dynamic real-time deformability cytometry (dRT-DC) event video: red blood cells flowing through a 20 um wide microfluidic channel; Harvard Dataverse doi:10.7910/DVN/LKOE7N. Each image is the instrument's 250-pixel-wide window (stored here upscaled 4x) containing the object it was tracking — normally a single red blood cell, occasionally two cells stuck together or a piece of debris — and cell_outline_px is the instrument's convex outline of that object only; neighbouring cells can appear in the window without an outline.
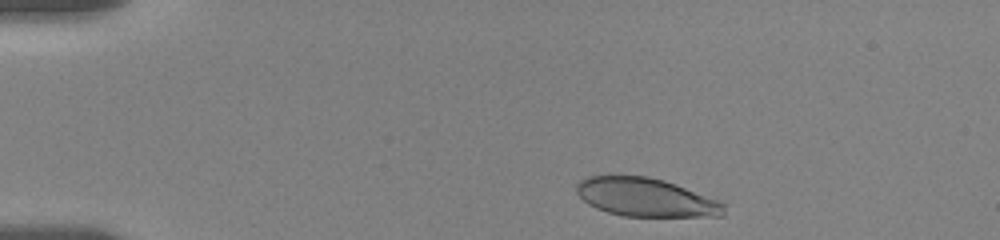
{"species": "human", "species_latin": "Homo sapiens", "temperature_condition": "room temperature", "stored_images_in_passage": 16, "camera_frame_rate_fps": 3000, "um_per_image_px": 0.085, "donor": {"sex": "female"}, "frame": {"image": 1, "passage_image": 2, "time_ms": 0.667, "image_size_px": [1000, 240], "cell_outline_px": [[724, 216], [624, 216], [608, 212], [596, 208], [588, 204], [576, 192], [576, 184], [580, 180], [588, 176], [648, 176], [664, 180], [720, 200], [724, 204]], "centroid_in_image_um": [54.9, 16.77], "position_along_channel_um": 30.1, "area_um2": 32.95}}
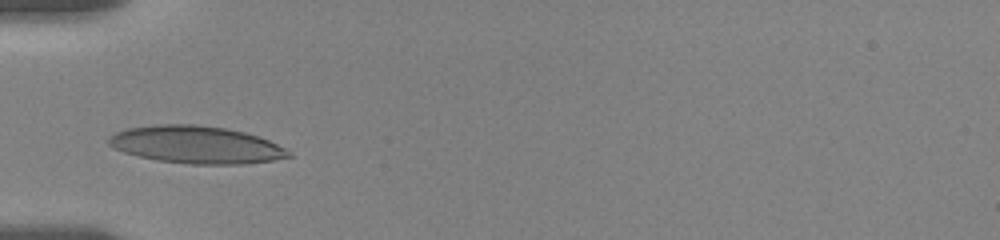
{"frame": {"image": 2, "passage_image": 10, "time_ms": 3.667, "image_size_px": [1000, 240], "cell_outline_px": [[292, 156], [272, 160], [244, 164], [192, 164], [160, 160], [140, 156], [124, 152], [108, 144], [108, 136], [116, 132], [128, 128], [156, 124], [196, 124], [224, 128], [244, 132], [268, 140], [292, 152]], "centroid_in_image_um": [16.67, 12.29], "position_along_channel_um": 68.3, "area_um2": 38.9}}
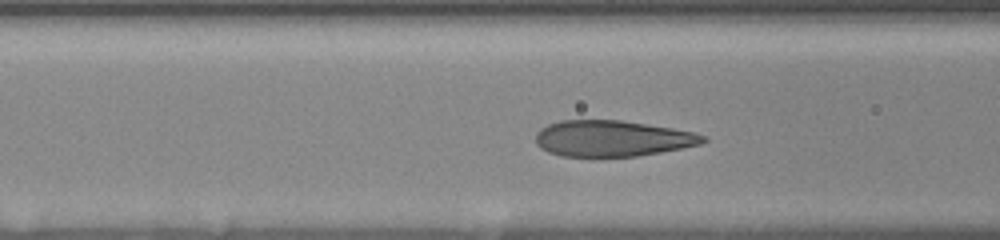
{"frame": {"image": 3, "passage_image": 14, "time_ms": 5.0, "image_size_px": [1000, 240], "cell_outline_px": [[708, 140], [700, 144], [660, 152], [636, 156], [560, 156], [548, 152], [540, 148], [536, 144], [536, 132], [540, 128], [548, 124], [560, 120], [620, 120], [672, 128], [692, 132], [708, 136]], "centroid_in_image_um": [52.01, 11.76], "position_along_channel_um": 114.6, "area_um2": 35.08}}